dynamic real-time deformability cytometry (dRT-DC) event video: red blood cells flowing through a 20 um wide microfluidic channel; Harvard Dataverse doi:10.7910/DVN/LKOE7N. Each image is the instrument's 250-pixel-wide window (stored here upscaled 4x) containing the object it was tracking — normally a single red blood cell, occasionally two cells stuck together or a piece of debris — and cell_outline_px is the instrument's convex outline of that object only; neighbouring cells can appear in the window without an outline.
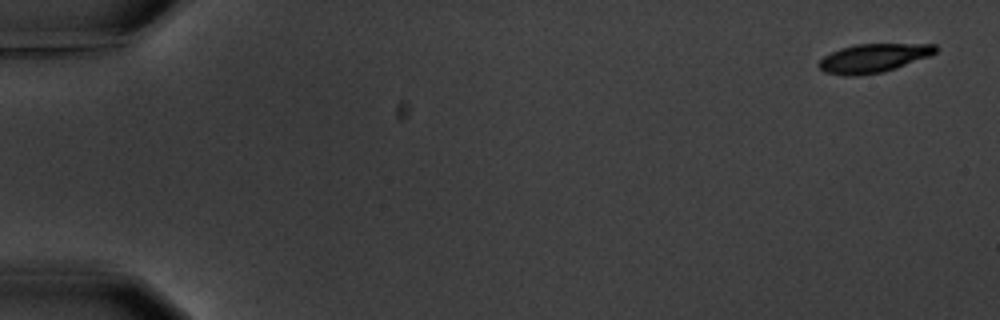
{"species": "common noctule bat (a hibernating species)", "species_latin": "Nyctalus noctula", "temperature_condition": "warm", "stored_images_in_passage": 13, "camera_frame_rate_fps": 3000, "um_per_image_px": 0.085, "animal": {"sex": "male", "body_mass_g": 20.1, "forearm_length_mm": 53.5}, "frame": {"image": 1, "passage_image": 1, "time_ms": 0.0, "image_size_px": [1000, 320], "cell_outline_px": [[936, 52], [928, 56], [896, 68], [884, 72], [856, 76], [844, 76], [824, 72], [816, 64], [824, 56], [840, 48], [856, 44], [936, 44]], "centroid_in_image_um": [74.19, 4.95], "position_along_channel_um": 10.8, "area_um2": 19.48}}
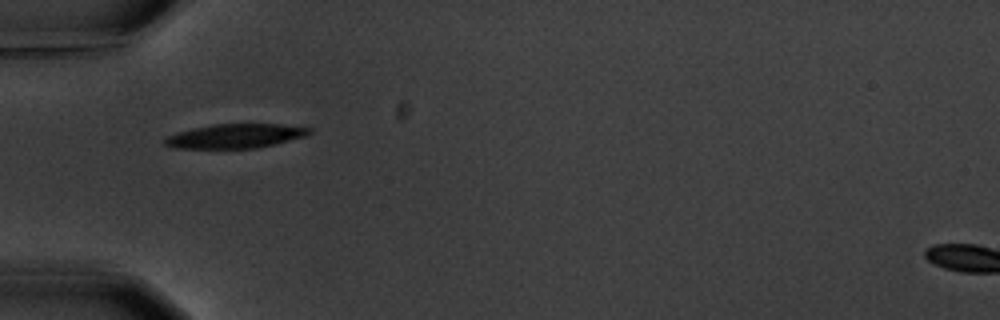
{"frame": {"image": 2, "passage_image": 4, "time_ms": 5.667, "image_size_px": [1000, 320], "cell_outline_px": [[312, 132], [308, 136], [276, 144], [256, 148], [176, 148], [164, 144], [164, 136], [176, 132], [192, 128], [212, 124], [280, 124], [312, 128]], "centroid_in_image_um": [20.02, 11.56], "position_along_channel_um": 65.0, "area_um2": 20.63}, "authors_computed_cell_mechanics": {"area_um2": 21.3282, "velocity_mm_per_s": 3.5525, "shape_relaxation_time_tau1_ms": 2.1193, "shape_relaxation_time_tau2_ms": 2.6712, "deformation_change_tau1": 0.1092, "deformation_change_tau2": 0.053}}